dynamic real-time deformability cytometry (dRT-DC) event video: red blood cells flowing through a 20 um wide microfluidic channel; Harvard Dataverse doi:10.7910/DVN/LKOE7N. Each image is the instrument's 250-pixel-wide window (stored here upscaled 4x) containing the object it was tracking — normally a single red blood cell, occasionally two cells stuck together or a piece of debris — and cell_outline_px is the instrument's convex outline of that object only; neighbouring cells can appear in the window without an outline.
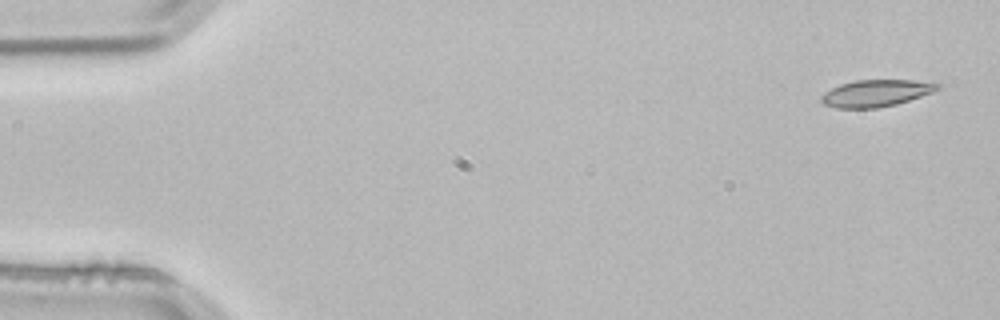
{"species": "common noctule bat (a hibernating species)", "species_latin": "Nyctalus noctula", "temperature_condition": "room temperature", "stored_images_in_passage": 3, "camera_frame_rate_fps": 3000, "um_per_image_px": 0.085, "animal": {"sex": "male", "body_mass_g": 21.5, "forearm_length_mm": 52.0}, "frame": {"image": 1, "passage_image": 1, "time_ms": 0.0, "image_size_px": [1000, 320], "cell_outline_px": [[940, 88], [932, 92], [896, 104], [876, 108], [836, 108], [824, 104], [820, 100], [820, 96], [824, 92], [840, 84], [856, 80], [912, 80], [940, 84]], "centroid_in_image_um": [74.41, 7.92], "position_along_channel_um": 10.6, "area_um2": 18.03}}